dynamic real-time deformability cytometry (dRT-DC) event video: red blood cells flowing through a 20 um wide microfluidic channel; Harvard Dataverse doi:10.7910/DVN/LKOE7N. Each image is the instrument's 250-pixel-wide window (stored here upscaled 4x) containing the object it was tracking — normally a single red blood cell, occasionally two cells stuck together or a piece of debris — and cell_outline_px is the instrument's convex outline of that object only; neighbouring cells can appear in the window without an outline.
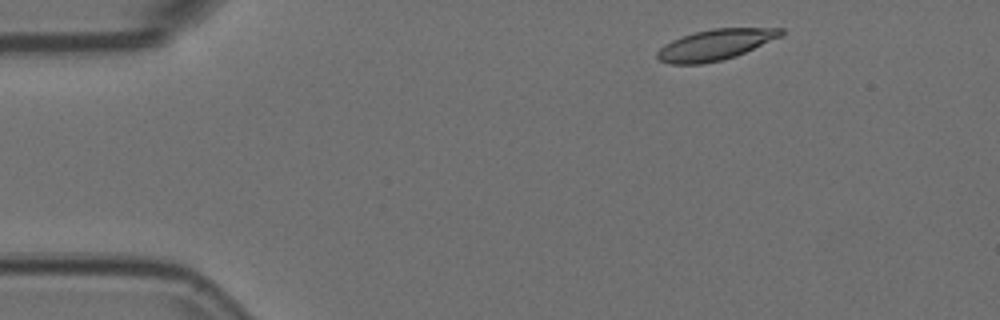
{"species": "Egyptian fruit bat (a non-hibernating species)", "species_latin": "Rousettus aegyptiacus", "temperature_condition": "room temperature", "stored_images_in_passage": 5, "camera_frame_rate_fps": 3000, "um_per_image_px": 0.085, "animal": {"sex": "female"}, "frame": {"image": 1, "passage_image": 1, "time_ms": 0.0, "image_size_px": [1000, 320], "cell_outline_px": [[784, 32], [780, 36], [736, 56], [704, 64], [668, 64], [660, 60], [656, 56], [656, 52], [664, 44], [672, 40], [696, 32], [712, 28], [784, 28]], "centroid_in_image_um": [60.76, 3.81], "position_along_channel_um": 24.2, "area_um2": 21.91}}
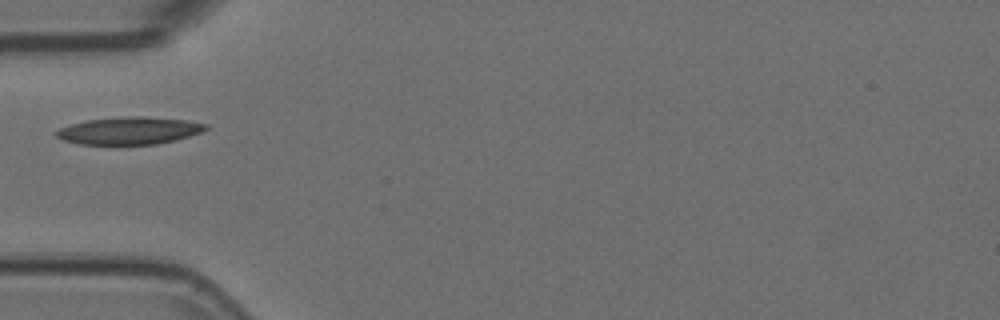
{"frame": {"image": 2, "passage_image": 4, "time_ms": 1.0, "image_size_px": [1000, 320], "cell_outline_px": [[208, 128], [200, 132], [176, 140], [156, 144], [116, 148], [80, 144], [64, 140], [56, 136], [56, 132], [60, 128], [72, 124], [88, 120], [132, 116], [144, 116], [184, 120], [208, 124]], "centroid_in_image_um": [10.97, 11.16], "position_along_channel_um": 74.0, "area_um2": 24.57}}
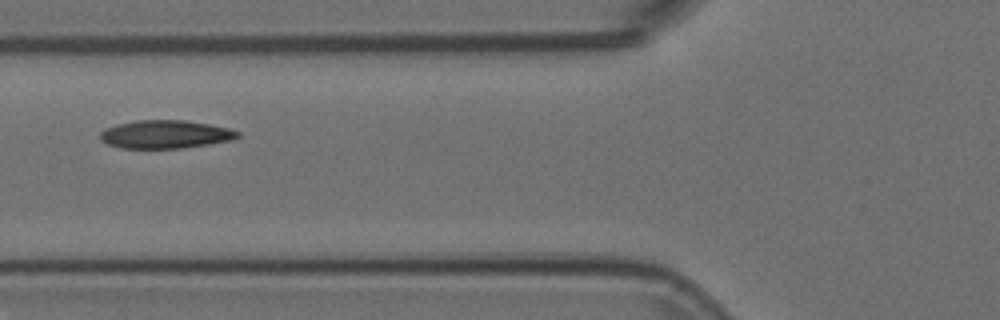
{"frame": {"image": 3, "passage_image": 5, "time_ms": 1.333, "image_size_px": [1000, 320], "cell_outline_px": [[240, 136], [232, 140], [184, 148], [120, 148], [108, 144], [100, 140], [100, 132], [104, 128], [116, 124], [136, 120], [184, 120], [208, 124], [228, 128], [240, 132]], "centroid_in_image_um": [14.03, 11.41], "position_along_channel_um": 111.8, "area_um2": 22.66}}